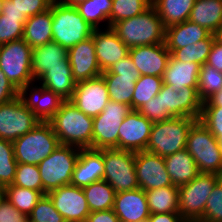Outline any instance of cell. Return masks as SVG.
<instances>
[{
	"label": "cell",
	"instance_id": "cell-1",
	"mask_svg": "<svg viewBox=\"0 0 222 222\" xmlns=\"http://www.w3.org/2000/svg\"><path fill=\"white\" fill-rule=\"evenodd\" d=\"M60 145L93 149V117L87 116L65 100L49 121Z\"/></svg>",
	"mask_w": 222,
	"mask_h": 222
},
{
	"label": "cell",
	"instance_id": "cell-2",
	"mask_svg": "<svg viewBox=\"0 0 222 222\" xmlns=\"http://www.w3.org/2000/svg\"><path fill=\"white\" fill-rule=\"evenodd\" d=\"M111 28L128 48L165 42L166 27L153 5L137 16L118 21Z\"/></svg>",
	"mask_w": 222,
	"mask_h": 222
},
{
	"label": "cell",
	"instance_id": "cell-3",
	"mask_svg": "<svg viewBox=\"0 0 222 222\" xmlns=\"http://www.w3.org/2000/svg\"><path fill=\"white\" fill-rule=\"evenodd\" d=\"M52 10V41L69 50L74 45L92 36L91 27L78 13L75 6L62 0H53Z\"/></svg>",
	"mask_w": 222,
	"mask_h": 222
},
{
	"label": "cell",
	"instance_id": "cell-4",
	"mask_svg": "<svg viewBox=\"0 0 222 222\" xmlns=\"http://www.w3.org/2000/svg\"><path fill=\"white\" fill-rule=\"evenodd\" d=\"M185 149L193 157L200 173L222 174V153L218 139L199 120L188 132Z\"/></svg>",
	"mask_w": 222,
	"mask_h": 222
},
{
	"label": "cell",
	"instance_id": "cell-5",
	"mask_svg": "<svg viewBox=\"0 0 222 222\" xmlns=\"http://www.w3.org/2000/svg\"><path fill=\"white\" fill-rule=\"evenodd\" d=\"M198 119L173 117L153 123L146 151L165 157L186 148L188 132Z\"/></svg>",
	"mask_w": 222,
	"mask_h": 222
},
{
	"label": "cell",
	"instance_id": "cell-6",
	"mask_svg": "<svg viewBox=\"0 0 222 222\" xmlns=\"http://www.w3.org/2000/svg\"><path fill=\"white\" fill-rule=\"evenodd\" d=\"M60 146L50 122H39L30 132L13 141L17 163L38 165Z\"/></svg>",
	"mask_w": 222,
	"mask_h": 222
},
{
	"label": "cell",
	"instance_id": "cell-7",
	"mask_svg": "<svg viewBox=\"0 0 222 222\" xmlns=\"http://www.w3.org/2000/svg\"><path fill=\"white\" fill-rule=\"evenodd\" d=\"M79 153L80 148L60 145L38 164L45 194L63 185L71 184Z\"/></svg>",
	"mask_w": 222,
	"mask_h": 222
},
{
	"label": "cell",
	"instance_id": "cell-8",
	"mask_svg": "<svg viewBox=\"0 0 222 222\" xmlns=\"http://www.w3.org/2000/svg\"><path fill=\"white\" fill-rule=\"evenodd\" d=\"M220 175L199 173L190 183L178 187L179 214L186 222H199L205 211V204Z\"/></svg>",
	"mask_w": 222,
	"mask_h": 222
},
{
	"label": "cell",
	"instance_id": "cell-9",
	"mask_svg": "<svg viewBox=\"0 0 222 222\" xmlns=\"http://www.w3.org/2000/svg\"><path fill=\"white\" fill-rule=\"evenodd\" d=\"M31 61L32 47L23 38L0 45V69L18 90L34 81Z\"/></svg>",
	"mask_w": 222,
	"mask_h": 222
},
{
	"label": "cell",
	"instance_id": "cell-10",
	"mask_svg": "<svg viewBox=\"0 0 222 222\" xmlns=\"http://www.w3.org/2000/svg\"><path fill=\"white\" fill-rule=\"evenodd\" d=\"M104 177L116 193L138 189L135 153L117 148H104Z\"/></svg>",
	"mask_w": 222,
	"mask_h": 222
},
{
	"label": "cell",
	"instance_id": "cell-11",
	"mask_svg": "<svg viewBox=\"0 0 222 222\" xmlns=\"http://www.w3.org/2000/svg\"><path fill=\"white\" fill-rule=\"evenodd\" d=\"M131 111V106L110 100L102 112L93 117V149H119V128Z\"/></svg>",
	"mask_w": 222,
	"mask_h": 222
},
{
	"label": "cell",
	"instance_id": "cell-12",
	"mask_svg": "<svg viewBox=\"0 0 222 222\" xmlns=\"http://www.w3.org/2000/svg\"><path fill=\"white\" fill-rule=\"evenodd\" d=\"M39 122L19 96L0 105V139L13 142L30 132Z\"/></svg>",
	"mask_w": 222,
	"mask_h": 222
},
{
	"label": "cell",
	"instance_id": "cell-13",
	"mask_svg": "<svg viewBox=\"0 0 222 222\" xmlns=\"http://www.w3.org/2000/svg\"><path fill=\"white\" fill-rule=\"evenodd\" d=\"M162 97L163 114L168 118L192 117L200 118L202 103L198 94V87L183 86L178 92L170 84H162L159 92Z\"/></svg>",
	"mask_w": 222,
	"mask_h": 222
},
{
	"label": "cell",
	"instance_id": "cell-14",
	"mask_svg": "<svg viewBox=\"0 0 222 222\" xmlns=\"http://www.w3.org/2000/svg\"><path fill=\"white\" fill-rule=\"evenodd\" d=\"M69 100L87 116H98L110 101L104 78L99 76L78 82Z\"/></svg>",
	"mask_w": 222,
	"mask_h": 222
},
{
	"label": "cell",
	"instance_id": "cell-15",
	"mask_svg": "<svg viewBox=\"0 0 222 222\" xmlns=\"http://www.w3.org/2000/svg\"><path fill=\"white\" fill-rule=\"evenodd\" d=\"M47 195L65 222H86L90 209L82 188L67 184Z\"/></svg>",
	"mask_w": 222,
	"mask_h": 222
},
{
	"label": "cell",
	"instance_id": "cell-16",
	"mask_svg": "<svg viewBox=\"0 0 222 222\" xmlns=\"http://www.w3.org/2000/svg\"><path fill=\"white\" fill-rule=\"evenodd\" d=\"M135 172L139 188L144 191L172 186L164 157L146 150L135 153Z\"/></svg>",
	"mask_w": 222,
	"mask_h": 222
},
{
	"label": "cell",
	"instance_id": "cell-17",
	"mask_svg": "<svg viewBox=\"0 0 222 222\" xmlns=\"http://www.w3.org/2000/svg\"><path fill=\"white\" fill-rule=\"evenodd\" d=\"M152 126L138 110H132L119 128V149L134 153L146 150Z\"/></svg>",
	"mask_w": 222,
	"mask_h": 222
},
{
	"label": "cell",
	"instance_id": "cell-18",
	"mask_svg": "<svg viewBox=\"0 0 222 222\" xmlns=\"http://www.w3.org/2000/svg\"><path fill=\"white\" fill-rule=\"evenodd\" d=\"M30 94L28 96V89ZM22 103L31 110L41 122H49L65 101L59 94L45 88L43 85L23 86L18 93ZM28 96V97H27Z\"/></svg>",
	"mask_w": 222,
	"mask_h": 222
},
{
	"label": "cell",
	"instance_id": "cell-19",
	"mask_svg": "<svg viewBox=\"0 0 222 222\" xmlns=\"http://www.w3.org/2000/svg\"><path fill=\"white\" fill-rule=\"evenodd\" d=\"M129 56L141 76L162 77L167 67L171 53L166 47V43L136 46L129 48Z\"/></svg>",
	"mask_w": 222,
	"mask_h": 222
},
{
	"label": "cell",
	"instance_id": "cell-20",
	"mask_svg": "<svg viewBox=\"0 0 222 222\" xmlns=\"http://www.w3.org/2000/svg\"><path fill=\"white\" fill-rule=\"evenodd\" d=\"M68 60L74 80L78 83L101 76L93 37L74 45L68 50Z\"/></svg>",
	"mask_w": 222,
	"mask_h": 222
},
{
	"label": "cell",
	"instance_id": "cell-21",
	"mask_svg": "<svg viewBox=\"0 0 222 222\" xmlns=\"http://www.w3.org/2000/svg\"><path fill=\"white\" fill-rule=\"evenodd\" d=\"M94 29L92 37L95 44L96 57L102 72L129 55V48L121 41L111 27L106 31Z\"/></svg>",
	"mask_w": 222,
	"mask_h": 222
},
{
	"label": "cell",
	"instance_id": "cell-22",
	"mask_svg": "<svg viewBox=\"0 0 222 222\" xmlns=\"http://www.w3.org/2000/svg\"><path fill=\"white\" fill-rule=\"evenodd\" d=\"M113 211L120 222H146L150 212L145 191L138 188L116 193Z\"/></svg>",
	"mask_w": 222,
	"mask_h": 222
},
{
	"label": "cell",
	"instance_id": "cell-23",
	"mask_svg": "<svg viewBox=\"0 0 222 222\" xmlns=\"http://www.w3.org/2000/svg\"><path fill=\"white\" fill-rule=\"evenodd\" d=\"M104 169L103 149H80L71 184L80 188L89 186L103 179Z\"/></svg>",
	"mask_w": 222,
	"mask_h": 222
},
{
	"label": "cell",
	"instance_id": "cell-24",
	"mask_svg": "<svg viewBox=\"0 0 222 222\" xmlns=\"http://www.w3.org/2000/svg\"><path fill=\"white\" fill-rule=\"evenodd\" d=\"M67 57L68 50L53 41L32 48L31 69L34 82L49 72L50 68L63 66V61Z\"/></svg>",
	"mask_w": 222,
	"mask_h": 222
},
{
	"label": "cell",
	"instance_id": "cell-25",
	"mask_svg": "<svg viewBox=\"0 0 222 222\" xmlns=\"http://www.w3.org/2000/svg\"><path fill=\"white\" fill-rule=\"evenodd\" d=\"M201 65L195 62H182L170 56L165 72L163 84H170L178 92L183 86L198 87Z\"/></svg>",
	"mask_w": 222,
	"mask_h": 222
},
{
	"label": "cell",
	"instance_id": "cell-26",
	"mask_svg": "<svg viewBox=\"0 0 222 222\" xmlns=\"http://www.w3.org/2000/svg\"><path fill=\"white\" fill-rule=\"evenodd\" d=\"M211 34L206 28L186 20L166 27L165 43L167 49H180L207 39Z\"/></svg>",
	"mask_w": 222,
	"mask_h": 222
},
{
	"label": "cell",
	"instance_id": "cell-27",
	"mask_svg": "<svg viewBox=\"0 0 222 222\" xmlns=\"http://www.w3.org/2000/svg\"><path fill=\"white\" fill-rule=\"evenodd\" d=\"M166 170L174 186L190 183L200 172L196 162L186 149L164 157Z\"/></svg>",
	"mask_w": 222,
	"mask_h": 222
},
{
	"label": "cell",
	"instance_id": "cell-28",
	"mask_svg": "<svg viewBox=\"0 0 222 222\" xmlns=\"http://www.w3.org/2000/svg\"><path fill=\"white\" fill-rule=\"evenodd\" d=\"M39 81L45 88L59 94L65 100L72 97L77 84L73 78L68 57L63 61V66L50 68Z\"/></svg>",
	"mask_w": 222,
	"mask_h": 222
},
{
	"label": "cell",
	"instance_id": "cell-29",
	"mask_svg": "<svg viewBox=\"0 0 222 222\" xmlns=\"http://www.w3.org/2000/svg\"><path fill=\"white\" fill-rule=\"evenodd\" d=\"M52 22L51 8L28 17L24 24L23 40L32 48L51 42Z\"/></svg>",
	"mask_w": 222,
	"mask_h": 222
},
{
	"label": "cell",
	"instance_id": "cell-30",
	"mask_svg": "<svg viewBox=\"0 0 222 222\" xmlns=\"http://www.w3.org/2000/svg\"><path fill=\"white\" fill-rule=\"evenodd\" d=\"M189 20L214 34L222 24V0H196Z\"/></svg>",
	"mask_w": 222,
	"mask_h": 222
},
{
	"label": "cell",
	"instance_id": "cell-31",
	"mask_svg": "<svg viewBox=\"0 0 222 222\" xmlns=\"http://www.w3.org/2000/svg\"><path fill=\"white\" fill-rule=\"evenodd\" d=\"M150 214L179 213L178 187L164 186L145 191Z\"/></svg>",
	"mask_w": 222,
	"mask_h": 222
},
{
	"label": "cell",
	"instance_id": "cell-32",
	"mask_svg": "<svg viewBox=\"0 0 222 222\" xmlns=\"http://www.w3.org/2000/svg\"><path fill=\"white\" fill-rule=\"evenodd\" d=\"M196 0H152L165 27L189 20Z\"/></svg>",
	"mask_w": 222,
	"mask_h": 222
},
{
	"label": "cell",
	"instance_id": "cell-33",
	"mask_svg": "<svg viewBox=\"0 0 222 222\" xmlns=\"http://www.w3.org/2000/svg\"><path fill=\"white\" fill-rule=\"evenodd\" d=\"M82 189L90 212L113 209L116 192L105 180L93 182Z\"/></svg>",
	"mask_w": 222,
	"mask_h": 222
},
{
	"label": "cell",
	"instance_id": "cell-34",
	"mask_svg": "<svg viewBox=\"0 0 222 222\" xmlns=\"http://www.w3.org/2000/svg\"><path fill=\"white\" fill-rule=\"evenodd\" d=\"M45 195L43 191L10 184L3 188L5 197L18 211L29 216L38 201Z\"/></svg>",
	"mask_w": 222,
	"mask_h": 222
},
{
	"label": "cell",
	"instance_id": "cell-35",
	"mask_svg": "<svg viewBox=\"0 0 222 222\" xmlns=\"http://www.w3.org/2000/svg\"><path fill=\"white\" fill-rule=\"evenodd\" d=\"M108 88L109 99L118 103H124L131 106L134 88L137 79L134 77H119L113 73H102Z\"/></svg>",
	"mask_w": 222,
	"mask_h": 222
},
{
	"label": "cell",
	"instance_id": "cell-36",
	"mask_svg": "<svg viewBox=\"0 0 222 222\" xmlns=\"http://www.w3.org/2000/svg\"><path fill=\"white\" fill-rule=\"evenodd\" d=\"M214 41V34H211L207 39L198 41L195 44L193 43L180 49H168V51L177 61L195 62L202 66L207 62Z\"/></svg>",
	"mask_w": 222,
	"mask_h": 222
},
{
	"label": "cell",
	"instance_id": "cell-37",
	"mask_svg": "<svg viewBox=\"0 0 222 222\" xmlns=\"http://www.w3.org/2000/svg\"><path fill=\"white\" fill-rule=\"evenodd\" d=\"M78 13L94 29H99L100 21H107L112 8V0H84L75 6Z\"/></svg>",
	"mask_w": 222,
	"mask_h": 222
},
{
	"label": "cell",
	"instance_id": "cell-38",
	"mask_svg": "<svg viewBox=\"0 0 222 222\" xmlns=\"http://www.w3.org/2000/svg\"><path fill=\"white\" fill-rule=\"evenodd\" d=\"M162 84V77L148 75L141 76L135 84V90L132 97V110H138L155 97L160 92Z\"/></svg>",
	"mask_w": 222,
	"mask_h": 222
},
{
	"label": "cell",
	"instance_id": "cell-39",
	"mask_svg": "<svg viewBox=\"0 0 222 222\" xmlns=\"http://www.w3.org/2000/svg\"><path fill=\"white\" fill-rule=\"evenodd\" d=\"M152 5V0H112L109 27L120 20L141 14Z\"/></svg>",
	"mask_w": 222,
	"mask_h": 222
},
{
	"label": "cell",
	"instance_id": "cell-40",
	"mask_svg": "<svg viewBox=\"0 0 222 222\" xmlns=\"http://www.w3.org/2000/svg\"><path fill=\"white\" fill-rule=\"evenodd\" d=\"M17 168L13 142L0 139V187L13 183Z\"/></svg>",
	"mask_w": 222,
	"mask_h": 222
},
{
	"label": "cell",
	"instance_id": "cell-41",
	"mask_svg": "<svg viewBox=\"0 0 222 222\" xmlns=\"http://www.w3.org/2000/svg\"><path fill=\"white\" fill-rule=\"evenodd\" d=\"M222 89V73L214 67L204 64L201 66L198 94L202 101H205L213 93Z\"/></svg>",
	"mask_w": 222,
	"mask_h": 222
},
{
	"label": "cell",
	"instance_id": "cell-42",
	"mask_svg": "<svg viewBox=\"0 0 222 222\" xmlns=\"http://www.w3.org/2000/svg\"><path fill=\"white\" fill-rule=\"evenodd\" d=\"M15 186L43 191L38 165L17 163L14 181Z\"/></svg>",
	"mask_w": 222,
	"mask_h": 222
},
{
	"label": "cell",
	"instance_id": "cell-43",
	"mask_svg": "<svg viewBox=\"0 0 222 222\" xmlns=\"http://www.w3.org/2000/svg\"><path fill=\"white\" fill-rule=\"evenodd\" d=\"M28 219L29 222H65L47 194L38 201Z\"/></svg>",
	"mask_w": 222,
	"mask_h": 222
},
{
	"label": "cell",
	"instance_id": "cell-44",
	"mask_svg": "<svg viewBox=\"0 0 222 222\" xmlns=\"http://www.w3.org/2000/svg\"><path fill=\"white\" fill-rule=\"evenodd\" d=\"M199 222H222V182L219 181L205 204V211Z\"/></svg>",
	"mask_w": 222,
	"mask_h": 222
},
{
	"label": "cell",
	"instance_id": "cell-45",
	"mask_svg": "<svg viewBox=\"0 0 222 222\" xmlns=\"http://www.w3.org/2000/svg\"><path fill=\"white\" fill-rule=\"evenodd\" d=\"M24 25L19 18L0 16V45L23 38Z\"/></svg>",
	"mask_w": 222,
	"mask_h": 222
},
{
	"label": "cell",
	"instance_id": "cell-46",
	"mask_svg": "<svg viewBox=\"0 0 222 222\" xmlns=\"http://www.w3.org/2000/svg\"><path fill=\"white\" fill-rule=\"evenodd\" d=\"M199 121L219 139L222 137V107H202Z\"/></svg>",
	"mask_w": 222,
	"mask_h": 222
},
{
	"label": "cell",
	"instance_id": "cell-47",
	"mask_svg": "<svg viewBox=\"0 0 222 222\" xmlns=\"http://www.w3.org/2000/svg\"><path fill=\"white\" fill-rule=\"evenodd\" d=\"M138 111L145 116L151 123H158L160 121L169 120L163 114V103L162 97L158 93L149 102L144 104L138 109Z\"/></svg>",
	"mask_w": 222,
	"mask_h": 222
},
{
	"label": "cell",
	"instance_id": "cell-48",
	"mask_svg": "<svg viewBox=\"0 0 222 222\" xmlns=\"http://www.w3.org/2000/svg\"><path fill=\"white\" fill-rule=\"evenodd\" d=\"M21 14L32 17L50 8L53 0H11Z\"/></svg>",
	"mask_w": 222,
	"mask_h": 222
},
{
	"label": "cell",
	"instance_id": "cell-49",
	"mask_svg": "<svg viewBox=\"0 0 222 222\" xmlns=\"http://www.w3.org/2000/svg\"><path fill=\"white\" fill-rule=\"evenodd\" d=\"M102 73H113L119 75V77H134L137 80L141 77L140 72L129 55Z\"/></svg>",
	"mask_w": 222,
	"mask_h": 222
},
{
	"label": "cell",
	"instance_id": "cell-50",
	"mask_svg": "<svg viewBox=\"0 0 222 222\" xmlns=\"http://www.w3.org/2000/svg\"><path fill=\"white\" fill-rule=\"evenodd\" d=\"M0 222H29V219L3 197L0 200Z\"/></svg>",
	"mask_w": 222,
	"mask_h": 222
},
{
	"label": "cell",
	"instance_id": "cell-51",
	"mask_svg": "<svg viewBox=\"0 0 222 222\" xmlns=\"http://www.w3.org/2000/svg\"><path fill=\"white\" fill-rule=\"evenodd\" d=\"M19 90L11 84L0 69V105L18 97Z\"/></svg>",
	"mask_w": 222,
	"mask_h": 222
},
{
	"label": "cell",
	"instance_id": "cell-52",
	"mask_svg": "<svg viewBox=\"0 0 222 222\" xmlns=\"http://www.w3.org/2000/svg\"><path fill=\"white\" fill-rule=\"evenodd\" d=\"M206 64L222 73V45L216 41L212 45Z\"/></svg>",
	"mask_w": 222,
	"mask_h": 222
},
{
	"label": "cell",
	"instance_id": "cell-53",
	"mask_svg": "<svg viewBox=\"0 0 222 222\" xmlns=\"http://www.w3.org/2000/svg\"><path fill=\"white\" fill-rule=\"evenodd\" d=\"M86 222H120L113 209L90 212Z\"/></svg>",
	"mask_w": 222,
	"mask_h": 222
},
{
	"label": "cell",
	"instance_id": "cell-54",
	"mask_svg": "<svg viewBox=\"0 0 222 222\" xmlns=\"http://www.w3.org/2000/svg\"><path fill=\"white\" fill-rule=\"evenodd\" d=\"M3 15L5 17L19 18V21L24 25L27 21V16L21 14L18 8L13 4L11 0H4L3 2Z\"/></svg>",
	"mask_w": 222,
	"mask_h": 222
},
{
	"label": "cell",
	"instance_id": "cell-55",
	"mask_svg": "<svg viewBox=\"0 0 222 222\" xmlns=\"http://www.w3.org/2000/svg\"><path fill=\"white\" fill-rule=\"evenodd\" d=\"M148 222H186L179 213L150 214Z\"/></svg>",
	"mask_w": 222,
	"mask_h": 222
},
{
	"label": "cell",
	"instance_id": "cell-56",
	"mask_svg": "<svg viewBox=\"0 0 222 222\" xmlns=\"http://www.w3.org/2000/svg\"><path fill=\"white\" fill-rule=\"evenodd\" d=\"M202 107H222V89L203 101Z\"/></svg>",
	"mask_w": 222,
	"mask_h": 222
},
{
	"label": "cell",
	"instance_id": "cell-57",
	"mask_svg": "<svg viewBox=\"0 0 222 222\" xmlns=\"http://www.w3.org/2000/svg\"><path fill=\"white\" fill-rule=\"evenodd\" d=\"M215 41L222 45V24L219 26V28L214 33Z\"/></svg>",
	"mask_w": 222,
	"mask_h": 222
},
{
	"label": "cell",
	"instance_id": "cell-58",
	"mask_svg": "<svg viewBox=\"0 0 222 222\" xmlns=\"http://www.w3.org/2000/svg\"><path fill=\"white\" fill-rule=\"evenodd\" d=\"M62 1L67 3L68 5L76 6L79 3L83 2L84 0H62Z\"/></svg>",
	"mask_w": 222,
	"mask_h": 222
},
{
	"label": "cell",
	"instance_id": "cell-59",
	"mask_svg": "<svg viewBox=\"0 0 222 222\" xmlns=\"http://www.w3.org/2000/svg\"><path fill=\"white\" fill-rule=\"evenodd\" d=\"M3 2L4 0H0V16L3 14Z\"/></svg>",
	"mask_w": 222,
	"mask_h": 222
},
{
	"label": "cell",
	"instance_id": "cell-60",
	"mask_svg": "<svg viewBox=\"0 0 222 222\" xmlns=\"http://www.w3.org/2000/svg\"><path fill=\"white\" fill-rule=\"evenodd\" d=\"M218 142H219L220 150H221V153H222V137H220L218 139Z\"/></svg>",
	"mask_w": 222,
	"mask_h": 222
},
{
	"label": "cell",
	"instance_id": "cell-61",
	"mask_svg": "<svg viewBox=\"0 0 222 222\" xmlns=\"http://www.w3.org/2000/svg\"><path fill=\"white\" fill-rule=\"evenodd\" d=\"M3 198V188L0 187V200Z\"/></svg>",
	"mask_w": 222,
	"mask_h": 222
}]
</instances>
